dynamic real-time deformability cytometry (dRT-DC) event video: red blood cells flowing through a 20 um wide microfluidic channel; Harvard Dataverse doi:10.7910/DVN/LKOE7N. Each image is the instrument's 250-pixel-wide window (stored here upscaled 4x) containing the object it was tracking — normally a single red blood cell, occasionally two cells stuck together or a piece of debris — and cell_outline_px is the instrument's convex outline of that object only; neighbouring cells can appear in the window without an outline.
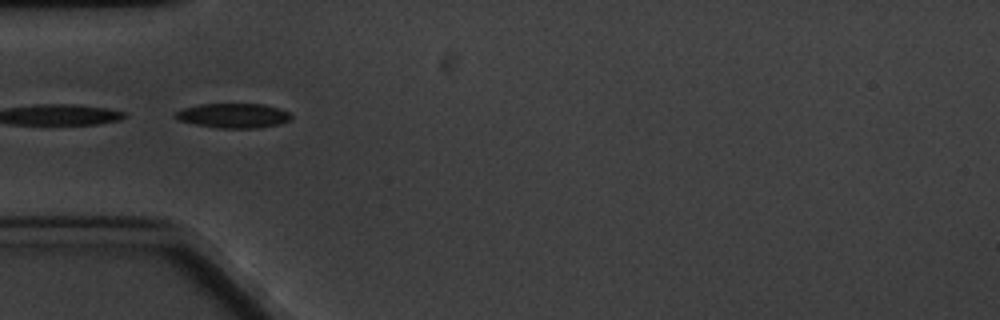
{"species": "common noctule bat (a hibernating species)", "species_latin": "Nyctalus noctula", "temperature_condition": "cold", "stored_images_in_passage": 5, "segment_of_instrument_passage": [2, 2], "camera_frame_rate_fps": 3000, "um_per_image_px": 0.085, "animal": {"sex": "male", "body_mass_g": 20.1, "forearm_length_mm": 53.5}, "frame": {"image": 1, "passage_image": 4, "time_ms": 4.333, "image_size_px": [1000, 320], "cell_outline_px": [[292, 116], [288, 120], [276, 124], [260, 128], [220, 128], [196, 124], [176, 120], [172, 116], [176, 112], [184, 108], [200, 104], [264, 104], [280, 108], [288, 112]], "centroid_in_image_um": [19.8, 9.82], "position_along_channel_um": 65.2, "area_um2": 16.53}}